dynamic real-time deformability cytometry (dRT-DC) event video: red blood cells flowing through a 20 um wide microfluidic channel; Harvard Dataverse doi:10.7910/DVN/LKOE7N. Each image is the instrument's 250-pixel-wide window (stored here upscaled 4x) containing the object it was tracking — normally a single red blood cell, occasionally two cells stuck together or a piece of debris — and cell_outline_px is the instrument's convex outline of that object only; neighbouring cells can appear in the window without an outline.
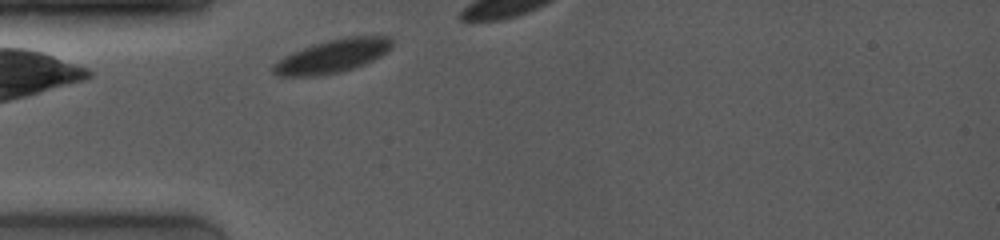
{"species": "common noctule bat (a hibernating species)", "species_latin": "Nyctalus noctula", "temperature_condition": "room temperature", "stored_images_in_passage": 41, "camera_frame_rate_fps": 4000, "um_per_image_px": 0.085, "animal": {"sex": "female", "body_mass_g": 19.0, "forearm_length_mm": 53.3}, "frame": {"image": 1, "passage_image": 1, "time_ms": 0.0, "image_size_px": [1000, 240], "cell_outline_px": [[392, 44], [380, 56], [364, 64], [344, 72], [320, 76], [280, 76], [272, 72], [272, 64], [284, 56], [312, 44], [344, 36], [388, 36], [392, 40]], "centroid_in_image_um": [28.22, 4.78], "position_along_channel_um": 56.8, "area_um2": 23.06}}